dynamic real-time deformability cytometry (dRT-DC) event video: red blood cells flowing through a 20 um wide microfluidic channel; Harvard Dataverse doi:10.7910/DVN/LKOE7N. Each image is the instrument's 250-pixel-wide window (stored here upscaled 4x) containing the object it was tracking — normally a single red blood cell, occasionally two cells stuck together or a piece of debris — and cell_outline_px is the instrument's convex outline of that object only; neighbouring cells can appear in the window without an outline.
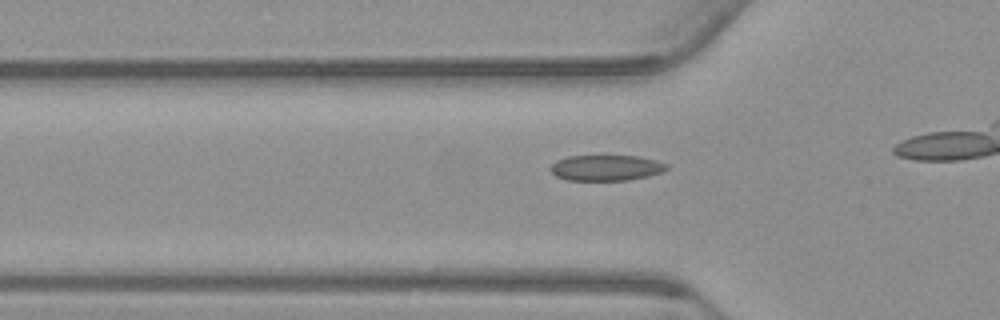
{"species": "common noctule bat (a hibernating species)", "species_latin": "Nyctalus noctula", "temperature_condition": "warm", "stored_images_in_passage": 35, "camera_frame_rate_fps": 3000, "um_per_image_px": 0.085, "animal": {"sex": "male", "body_mass_g": 23.1, "forearm_length_mm": 52.7}, "frame": {"image": 1, "passage_image": 10, "time_ms": 3.0, "image_size_px": [1000, 320], "cell_outline_px": [[668, 168], [660, 172], [648, 176], [628, 180], [568, 180], [556, 176], [548, 168], [556, 160], [568, 156], [640, 156], [656, 160], [668, 164]], "centroid_in_image_um": [51.51, 14.26], "position_along_channel_um": 74.3, "area_um2": 17.4}}
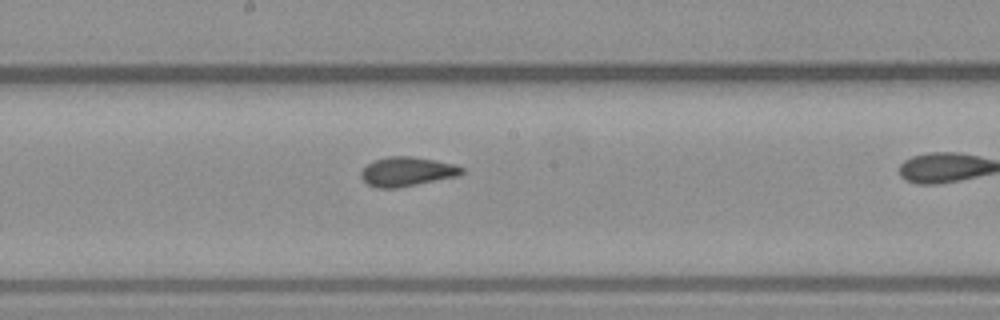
{"frame": {"image": 2, "passage_image": 21, "time_ms": 6.667, "image_size_px": [1000, 320], "cell_outline_px": [[464, 172], [456, 176], [396, 188], [376, 188], [368, 184], [360, 176], [360, 172], [372, 160], [388, 156], [412, 156], [436, 160], [456, 164], [464, 168]], "centroid_in_image_um": [34.58, 14.57], "position_along_channel_um": 213.6, "area_um2": 17.17}}
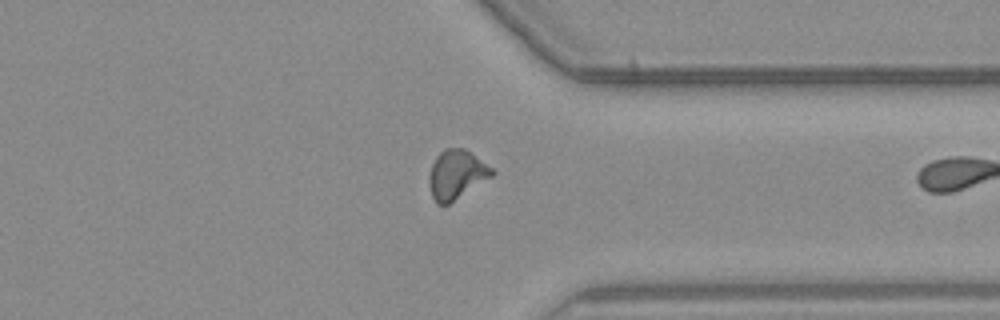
{"frame": {"image": 3, "passage_image": 34, "time_ms": 11.0, "image_size_px": [1000, 320], "cell_outline_px": [[496, 172], [492, 176], [448, 204], [436, 204], [432, 196], [428, 180], [428, 176], [432, 164], [436, 156], [444, 148], [464, 148], [492, 168]], "centroid_in_image_um": [38.77, 14.82], "position_along_channel_um": 372.6, "area_um2": 17.74}}